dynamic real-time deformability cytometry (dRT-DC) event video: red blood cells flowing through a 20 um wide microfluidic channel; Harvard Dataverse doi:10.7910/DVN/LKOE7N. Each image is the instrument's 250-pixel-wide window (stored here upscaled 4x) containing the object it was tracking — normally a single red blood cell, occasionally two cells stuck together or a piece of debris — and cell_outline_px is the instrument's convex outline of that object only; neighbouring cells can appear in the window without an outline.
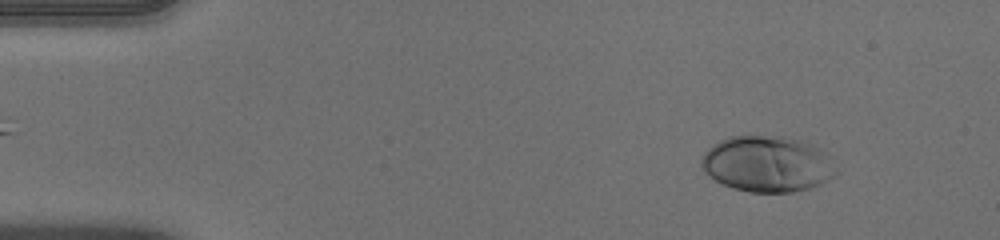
{"species": "human", "species_latin": "Homo sapiens", "temperature_condition": "warm", "stored_images_in_passage": 50, "camera_frame_rate_fps": 3000, "um_per_image_px": 0.085, "donor": {"sex": "male"}, "frame": {"image": 1, "passage_image": 5, "time_ms": 1.333, "image_size_px": [1000, 240], "cell_outline_px": [[836, 176], [820, 184], [808, 188], [792, 192], [748, 192], [732, 188], [708, 176], [704, 172], [700, 164], [700, 160], [704, 152], [708, 148], [720, 140], [732, 136], [780, 136], [800, 140], [812, 144], [828, 152], [836, 172]], "centroid_in_image_um": [65.22, 13.93], "position_along_channel_um": 19.8, "area_um2": 44.16}}
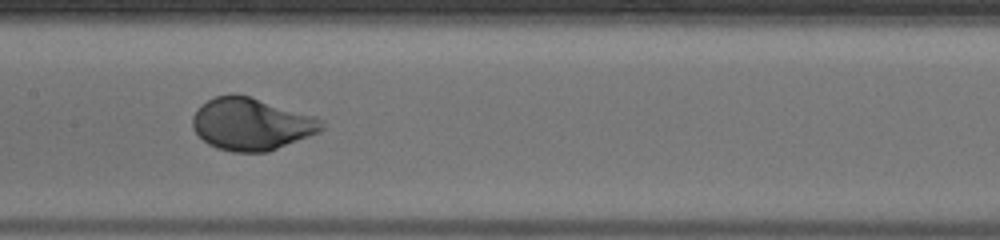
{"frame": {"image": 2, "passage_image": 25, "time_ms": 8.0, "image_size_px": [1000, 240], "cell_outline_px": [[324, 128], [320, 132], [268, 152], [232, 152], [216, 148], [208, 144], [192, 128], [192, 116], [200, 104], [216, 96], [232, 92], [248, 96], [316, 116], [324, 124]], "centroid_in_image_um": [21.35, 10.54], "position_along_channel_um": 186.1, "area_um2": 39.48}}
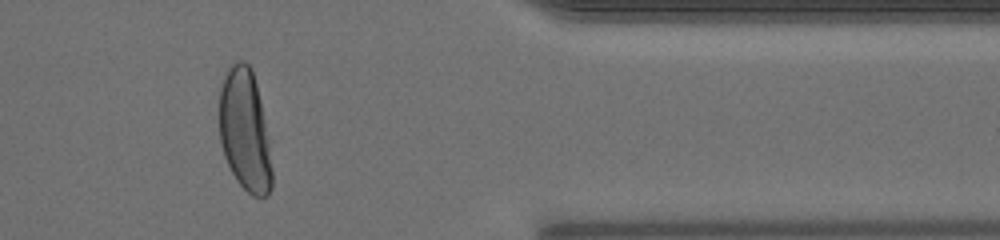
{"frame": {"image": 3, "passage_image": 42, "time_ms": 13.667, "image_size_px": [1000, 240], "cell_outline_px": [[272, 184], [268, 196], [252, 196], [236, 180], [224, 156], [220, 140], [220, 88], [228, 64], [236, 60], [244, 60], [252, 68], [260, 100], [268, 144], [272, 168]], "centroid_in_image_um": [20.79, 11.05], "position_along_channel_um": 390.6, "area_um2": 37.17}, "authors_computed_cell_mechanics": {"area_um2": 39.3618, "velocity_mm_per_s": 3.9606, "shape_relaxation_time_tau1_ms": 2.6006, "shape_relaxation_time_tau2_ms": null, "deformation_change_tau1": 0.1836, "deformation_change_tau2": null}}